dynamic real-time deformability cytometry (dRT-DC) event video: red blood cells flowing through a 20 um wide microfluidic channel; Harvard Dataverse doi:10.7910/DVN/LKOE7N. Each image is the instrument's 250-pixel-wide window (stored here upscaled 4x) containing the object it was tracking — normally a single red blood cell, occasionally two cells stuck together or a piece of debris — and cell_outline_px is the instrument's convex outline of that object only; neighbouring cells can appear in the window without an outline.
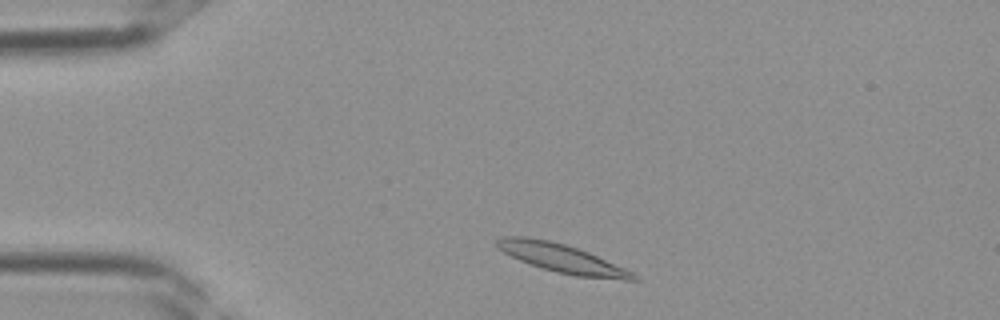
{"species": "Egyptian fruit bat (a non-hibernating species)", "species_latin": "Rousettus aegyptiacus", "temperature_condition": "room temperature", "stored_images_in_passage": 7, "camera_frame_rate_fps": 3000, "um_per_image_px": 0.085, "frame": {"image": 1, "passage_image": 2, "time_ms": 0.333, "image_size_px": [1000, 320], "cell_outline_px": [[640, 280], [624, 280], [576, 276], [556, 272], [520, 260], [504, 252], [496, 244], [496, 240], [500, 236], [524, 236], [548, 240], [564, 244], [588, 252], [624, 268], [632, 272]], "centroid_in_image_um": [47.76, 21.95], "position_along_channel_um": 37.2, "area_um2": 22.25}}
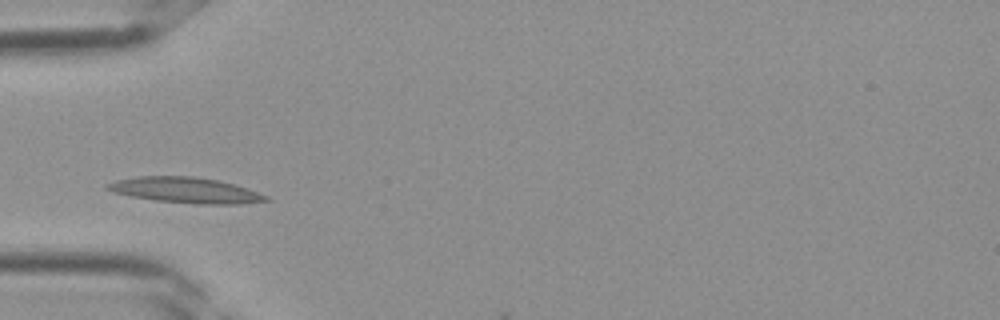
{"frame": {"image": 2, "passage_image": 6, "time_ms": 1.667, "image_size_px": [1000, 320], "cell_outline_px": [[272, 200], [240, 204], [196, 204], [156, 200], [132, 196], [112, 192], [104, 188], [104, 184], [116, 180], [140, 176], [196, 176], [216, 180], [232, 184], [268, 196]], "centroid_in_image_um": [15.72, 16.16], "position_along_channel_um": 69.3, "area_um2": 23.52}}